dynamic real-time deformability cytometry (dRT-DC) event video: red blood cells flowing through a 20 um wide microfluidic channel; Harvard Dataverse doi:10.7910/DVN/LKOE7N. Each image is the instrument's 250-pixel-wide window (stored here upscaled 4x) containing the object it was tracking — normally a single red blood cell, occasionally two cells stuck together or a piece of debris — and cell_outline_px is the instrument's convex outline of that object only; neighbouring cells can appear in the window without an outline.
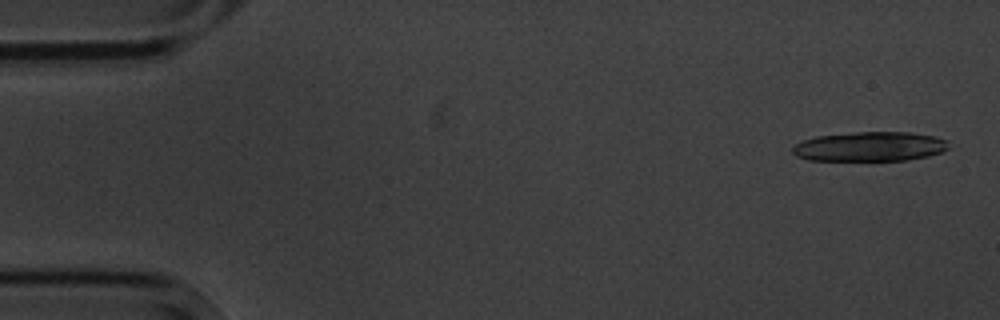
{"species": "common noctule bat (a hibernating species)", "species_latin": "Nyctalus noctula", "temperature_condition": "cold", "stored_images_in_passage": 6, "camera_frame_rate_fps": 3000, "um_per_image_px": 0.085, "animal": {"sex": "male", "body_mass_g": 20.1, "forearm_length_mm": 53.5}, "frame": {"image": 1, "passage_image": 6, "time_ms": 6.667, "image_size_px": [1000, 320], "cell_outline_px": [[948, 148], [940, 152], [928, 156], [904, 160], [808, 160], [796, 156], [792, 152], [792, 148], [796, 144], [804, 140], [816, 136], [856, 132], [908, 132], [936, 136], [944, 140]], "centroid_in_image_um": [73.9, 12.45], "position_along_channel_um": 11.1, "area_um2": 26.59}}